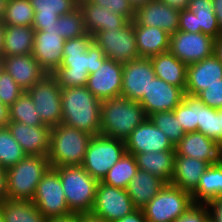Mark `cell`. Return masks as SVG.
<instances>
[{
	"label": "cell",
	"instance_id": "cell-42",
	"mask_svg": "<svg viewBox=\"0 0 222 222\" xmlns=\"http://www.w3.org/2000/svg\"><path fill=\"white\" fill-rule=\"evenodd\" d=\"M200 132L222 146V109L201 107Z\"/></svg>",
	"mask_w": 222,
	"mask_h": 222
},
{
	"label": "cell",
	"instance_id": "cell-23",
	"mask_svg": "<svg viewBox=\"0 0 222 222\" xmlns=\"http://www.w3.org/2000/svg\"><path fill=\"white\" fill-rule=\"evenodd\" d=\"M4 68L23 91H28L47 74L32 54L4 56Z\"/></svg>",
	"mask_w": 222,
	"mask_h": 222
},
{
	"label": "cell",
	"instance_id": "cell-14",
	"mask_svg": "<svg viewBox=\"0 0 222 222\" xmlns=\"http://www.w3.org/2000/svg\"><path fill=\"white\" fill-rule=\"evenodd\" d=\"M155 77L150 58H138L123 63L121 96L139 102Z\"/></svg>",
	"mask_w": 222,
	"mask_h": 222
},
{
	"label": "cell",
	"instance_id": "cell-41",
	"mask_svg": "<svg viewBox=\"0 0 222 222\" xmlns=\"http://www.w3.org/2000/svg\"><path fill=\"white\" fill-rule=\"evenodd\" d=\"M55 29L65 40L86 35L82 10L78 7L69 14L59 16Z\"/></svg>",
	"mask_w": 222,
	"mask_h": 222
},
{
	"label": "cell",
	"instance_id": "cell-58",
	"mask_svg": "<svg viewBox=\"0 0 222 222\" xmlns=\"http://www.w3.org/2000/svg\"><path fill=\"white\" fill-rule=\"evenodd\" d=\"M149 1L152 0H129L131 6L136 10L137 8L147 4Z\"/></svg>",
	"mask_w": 222,
	"mask_h": 222
},
{
	"label": "cell",
	"instance_id": "cell-8",
	"mask_svg": "<svg viewBox=\"0 0 222 222\" xmlns=\"http://www.w3.org/2000/svg\"><path fill=\"white\" fill-rule=\"evenodd\" d=\"M193 204L190 192L167 183L142 211L147 222H174Z\"/></svg>",
	"mask_w": 222,
	"mask_h": 222
},
{
	"label": "cell",
	"instance_id": "cell-50",
	"mask_svg": "<svg viewBox=\"0 0 222 222\" xmlns=\"http://www.w3.org/2000/svg\"><path fill=\"white\" fill-rule=\"evenodd\" d=\"M78 219L79 222H108L92 212L78 214Z\"/></svg>",
	"mask_w": 222,
	"mask_h": 222
},
{
	"label": "cell",
	"instance_id": "cell-10",
	"mask_svg": "<svg viewBox=\"0 0 222 222\" xmlns=\"http://www.w3.org/2000/svg\"><path fill=\"white\" fill-rule=\"evenodd\" d=\"M92 37L108 59L125 63L139 58L133 21L122 28L99 31Z\"/></svg>",
	"mask_w": 222,
	"mask_h": 222
},
{
	"label": "cell",
	"instance_id": "cell-44",
	"mask_svg": "<svg viewBox=\"0 0 222 222\" xmlns=\"http://www.w3.org/2000/svg\"><path fill=\"white\" fill-rule=\"evenodd\" d=\"M94 4L109 9L113 13L125 17L128 21H134L135 9L129 0H91Z\"/></svg>",
	"mask_w": 222,
	"mask_h": 222
},
{
	"label": "cell",
	"instance_id": "cell-61",
	"mask_svg": "<svg viewBox=\"0 0 222 222\" xmlns=\"http://www.w3.org/2000/svg\"><path fill=\"white\" fill-rule=\"evenodd\" d=\"M0 222H4L1 209H0Z\"/></svg>",
	"mask_w": 222,
	"mask_h": 222
},
{
	"label": "cell",
	"instance_id": "cell-34",
	"mask_svg": "<svg viewBox=\"0 0 222 222\" xmlns=\"http://www.w3.org/2000/svg\"><path fill=\"white\" fill-rule=\"evenodd\" d=\"M204 103L197 97L184 94L181 103L173 110L183 131L200 132L201 107Z\"/></svg>",
	"mask_w": 222,
	"mask_h": 222
},
{
	"label": "cell",
	"instance_id": "cell-17",
	"mask_svg": "<svg viewBox=\"0 0 222 222\" xmlns=\"http://www.w3.org/2000/svg\"><path fill=\"white\" fill-rule=\"evenodd\" d=\"M184 94L180 87L155 77L139 102L148 117L156 112L173 111L181 103Z\"/></svg>",
	"mask_w": 222,
	"mask_h": 222
},
{
	"label": "cell",
	"instance_id": "cell-16",
	"mask_svg": "<svg viewBox=\"0 0 222 222\" xmlns=\"http://www.w3.org/2000/svg\"><path fill=\"white\" fill-rule=\"evenodd\" d=\"M65 41L55 28L35 31L32 55L47 74L60 67Z\"/></svg>",
	"mask_w": 222,
	"mask_h": 222
},
{
	"label": "cell",
	"instance_id": "cell-47",
	"mask_svg": "<svg viewBox=\"0 0 222 222\" xmlns=\"http://www.w3.org/2000/svg\"><path fill=\"white\" fill-rule=\"evenodd\" d=\"M178 31H185L189 33L201 32V29L197 28L196 15L190 10L184 9L180 11Z\"/></svg>",
	"mask_w": 222,
	"mask_h": 222
},
{
	"label": "cell",
	"instance_id": "cell-6",
	"mask_svg": "<svg viewBox=\"0 0 222 222\" xmlns=\"http://www.w3.org/2000/svg\"><path fill=\"white\" fill-rule=\"evenodd\" d=\"M61 179L68 208L72 214L91 212L98 181L82 166L55 167Z\"/></svg>",
	"mask_w": 222,
	"mask_h": 222
},
{
	"label": "cell",
	"instance_id": "cell-15",
	"mask_svg": "<svg viewBox=\"0 0 222 222\" xmlns=\"http://www.w3.org/2000/svg\"><path fill=\"white\" fill-rule=\"evenodd\" d=\"M123 63L106 59L89 74L86 87L100 101L121 96Z\"/></svg>",
	"mask_w": 222,
	"mask_h": 222
},
{
	"label": "cell",
	"instance_id": "cell-4",
	"mask_svg": "<svg viewBox=\"0 0 222 222\" xmlns=\"http://www.w3.org/2000/svg\"><path fill=\"white\" fill-rule=\"evenodd\" d=\"M92 135L59 124L51 128L48 161L50 167L82 166Z\"/></svg>",
	"mask_w": 222,
	"mask_h": 222
},
{
	"label": "cell",
	"instance_id": "cell-29",
	"mask_svg": "<svg viewBox=\"0 0 222 222\" xmlns=\"http://www.w3.org/2000/svg\"><path fill=\"white\" fill-rule=\"evenodd\" d=\"M175 150L135 154L138 169L147 171L170 183L174 174Z\"/></svg>",
	"mask_w": 222,
	"mask_h": 222
},
{
	"label": "cell",
	"instance_id": "cell-3",
	"mask_svg": "<svg viewBox=\"0 0 222 222\" xmlns=\"http://www.w3.org/2000/svg\"><path fill=\"white\" fill-rule=\"evenodd\" d=\"M147 118L140 102L122 96L103 100L100 134L125 142L131 132Z\"/></svg>",
	"mask_w": 222,
	"mask_h": 222
},
{
	"label": "cell",
	"instance_id": "cell-56",
	"mask_svg": "<svg viewBox=\"0 0 222 222\" xmlns=\"http://www.w3.org/2000/svg\"><path fill=\"white\" fill-rule=\"evenodd\" d=\"M214 54L219 58L222 64V36H220L218 39H215Z\"/></svg>",
	"mask_w": 222,
	"mask_h": 222
},
{
	"label": "cell",
	"instance_id": "cell-51",
	"mask_svg": "<svg viewBox=\"0 0 222 222\" xmlns=\"http://www.w3.org/2000/svg\"><path fill=\"white\" fill-rule=\"evenodd\" d=\"M161 2L171 6L177 10L188 9V5L191 0H160Z\"/></svg>",
	"mask_w": 222,
	"mask_h": 222
},
{
	"label": "cell",
	"instance_id": "cell-1",
	"mask_svg": "<svg viewBox=\"0 0 222 222\" xmlns=\"http://www.w3.org/2000/svg\"><path fill=\"white\" fill-rule=\"evenodd\" d=\"M106 59L103 50L87 33L65 41L63 61L51 75L61 88L86 86L89 74L96 72Z\"/></svg>",
	"mask_w": 222,
	"mask_h": 222
},
{
	"label": "cell",
	"instance_id": "cell-22",
	"mask_svg": "<svg viewBox=\"0 0 222 222\" xmlns=\"http://www.w3.org/2000/svg\"><path fill=\"white\" fill-rule=\"evenodd\" d=\"M222 79V64L213 54L199 62L187 65L186 88L184 93L196 96L207 86L220 82Z\"/></svg>",
	"mask_w": 222,
	"mask_h": 222
},
{
	"label": "cell",
	"instance_id": "cell-32",
	"mask_svg": "<svg viewBox=\"0 0 222 222\" xmlns=\"http://www.w3.org/2000/svg\"><path fill=\"white\" fill-rule=\"evenodd\" d=\"M191 194L194 203L201 204L222 196V160L209 165L202 174L199 185Z\"/></svg>",
	"mask_w": 222,
	"mask_h": 222
},
{
	"label": "cell",
	"instance_id": "cell-2",
	"mask_svg": "<svg viewBox=\"0 0 222 222\" xmlns=\"http://www.w3.org/2000/svg\"><path fill=\"white\" fill-rule=\"evenodd\" d=\"M62 124L92 136L100 134L101 101L86 86L61 88Z\"/></svg>",
	"mask_w": 222,
	"mask_h": 222
},
{
	"label": "cell",
	"instance_id": "cell-13",
	"mask_svg": "<svg viewBox=\"0 0 222 222\" xmlns=\"http://www.w3.org/2000/svg\"><path fill=\"white\" fill-rule=\"evenodd\" d=\"M126 189L109 186L101 181L96 187L95 202L92 213L114 222L135 211Z\"/></svg>",
	"mask_w": 222,
	"mask_h": 222
},
{
	"label": "cell",
	"instance_id": "cell-55",
	"mask_svg": "<svg viewBox=\"0 0 222 222\" xmlns=\"http://www.w3.org/2000/svg\"><path fill=\"white\" fill-rule=\"evenodd\" d=\"M46 222H79L78 214H71L65 217L49 218Z\"/></svg>",
	"mask_w": 222,
	"mask_h": 222
},
{
	"label": "cell",
	"instance_id": "cell-21",
	"mask_svg": "<svg viewBox=\"0 0 222 222\" xmlns=\"http://www.w3.org/2000/svg\"><path fill=\"white\" fill-rule=\"evenodd\" d=\"M175 151L177 155L199 159L209 165L222 160V146L199 131L185 133Z\"/></svg>",
	"mask_w": 222,
	"mask_h": 222
},
{
	"label": "cell",
	"instance_id": "cell-36",
	"mask_svg": "<svg viewBox=\"0 0 222 222\" xmlns=\"http://www.w3.org/2000/svg\"><path fill=\"white\" fill-rule=\"evenodd\" d=\"M188 10L196 15L197 28L215 39L222 36L214 13L212 0H191Z\"/></svg>",
	"mask_w": 222,
	"mask_h": 222
},
{
	"label": "cell",
	"instance_id": "cell-57",
	"mask_svg": "<svg viewBox=\"0 0 222 222\" xmlns=\"http://www.w3.org/2000/svg\"><path fill=\"white\" fill-rule=\"evenodd\" d=\"M6 30V25L3 21H0V54L3 55V38Z\"/></svg>",
	"mask_w": 222,
	"mask_h": 222
},
{
	"label": "cell",
	"instance_id": "cell-49",
	"mask_svg": "<svg viewBox=\"0 0 222 222\" xmlns=\"http://www.w3.org/2000/svg\"><path fill=\"white\" fill-rule=\"evenodd\" d=\"M114 222H147L142 209H136L131 214L126 215L125 217L116 220Z\"/></svg>",
	"mask_w": 222,
	"mask_h": 222
},
{
	"label": "cell",
	"instance_id": "cell-30",
	"mask_svg": "<svg viewBox=\"0 0 222 222\" xmlns=\"http://www.w3.org/2000/svg\"><path fill=\"white\" fill-rule=\"evenodd\" d=\"M156 77L163 81L186 88L187 65L177 59L170 51L150 58Z\"/></svg>",
	"mask_w": 222,
	"mask_h": 222
},
{
	"label": "cell",
	"instance_id": "cell-7",
	"mask_svg": "<svg viewBox=\"0 0 222 222\" xmlns=\"http://www.w3.org/2000/svg\"><path fill=\"white\" fill-rule=\"evenodd\" d=\"M126 152L124 141L97 134L88 143L82 167L100 182Z\"/></svg>",
	"mask_w": 222,
	"mask_h": 222
},
{
	"label": "cell",
	"instance_id": "cell-59",
	"mask_svg": "<svg viewBox=\"0 0 222 222\" xmlns=\"http://www.w3.org/2000/svg\"><path fill=\"white\" fill-rule=\"evenodd\" d=\"M8 0H0V21H3L7 8Z\"/></svg>",
	"mask_w": 222,
	"mask_h": 222
},
{
	"label": "cell",
	"instance_id": "cell-46",
	"mask_svg": "<svg viewBox=\"0 0 222 222\" xmlns=\"http://www.w3.org/2000/svg\"><path fill=\"white\" fill-rule=\"evenodd\" d=\"M174 222H210L208 207L206 204L194 203L193 206Z\"/></svg>",
	"mask_w": 222,
	"mask_h": 222
},
{
	"label": "cell",
	"instance_id": "cell-26",
	"mask_svg": "<svg viewBox=\"0 0 222 222\" xmlns=\"http://www.w3.org/2000/svg\"><path fill=\"white\" fill-rule=\"evenodd\" d=\"M208 167L205 161L175 154L174 174L170 184L192 193Z\"/></svg>",
	"mask_w": 222,
	"mask_h": 222
},
{
	"label": "cell",
	"instance_id": "cell-9",
	"mask_svg": "<svg viewBox=\"0 0 222 222\" xmlns=\"http://www.w3.org/2000/svg\"><path fill=\"white\" fill-rule=\"evenodd\" d=\"M32 202L46 218L71 215L58 171L49 167L38 183Z\"/></svg>",
	"mask_w": 222,
	"mask_h": 222
},
{
	"label": "cell",
	"instance_id": "cell-31",
	"mask_svg": "<svg viewBox=\"0 0 222 222\" xmlns=\"http://www.w3.org/2000/svg\"><path fill=\"white\" fill-rule=\"evenodd\" d=\"M35 30L22 25L6 26L3 38V55H30L33 51Z\"/></svg>",
	"mask_w": 222,
	"mask_h": 222
},
{
	"label": "cell",
	"instance_id": "cell-27",
	"mask_svg": "<svg viewBox=\"0 0 222 222\" xmlns=\"http://www.w3.org/2000/svg\"><path fill=\"white\" fill-rule=\"evenodd\" d=\"M166 183L151 173L138 169L130 180L126 191L136 209H142L164 187Z\"/></svg>",
	"mask_w": 222,
	"mask_h": 222
},
{
	"label": "cell",
	"instance_id": "cell-48",
	"mask_svg": "<svg viewBox=\"0 0 222 222\" xmlns=\"http://www.w3.org/2000/svg\"><path fill=\"white\" fill-rule=\"evenodd\" d=\"M210 222H222V196L206 203Z\"/></svg>",
	"mask_w": 222,
	"mask_h": 222
},
{
	"label": "cell",
	"instance_id": "cell-18",
	"mask_svg": "<svg viewBox=\"0 0 222 222\" xmlns=\"http://www.w3.org/2000/svg\"><path fill=\"white\" fill-rule=\"evenodd\" d=\"M126 151L130 154L175 150L167 136L149 118L138 125L125 141Z\"/></svg>",
	"mask_w": 222,
	"mask_h": 222
},
{
	"label": "cell",
	"instance_id": "cell-5",
	"mask_svg": "<svg viewBox=\"0 0 222 222\" xmlns=\"http://www.w3.org/2000/svg\"><path fill=\"white\" fill-rule=\"evenodd\" d=\"M49 167L47 156L27 155L6 169L7 199L32 201L37 185Z\"/></svg>",
	"mask_w": 222,
	"mask_h": 222
},
{
	"label": "cell",
	"instance_id": "cell-54",
	"mask_svg": "<svg viewBox=\"0 0 222 222\" xmlns=\"http://www.w3.org/2000/svg\"><path fill=\"white\" fill-rule=\"evenodd\" d=\"M9 122V107L0 102V128L7 127Z\"/></svg>",
	"mask_w": 222,
	"mask_h": 222
},
{
	"label": "cell",
	"instance_id": "cell-24",
	"mask_svg": "<svg viewBox=\"0 0 222 222\" xmlns=\"http://www.w3.org/2000/svg\"><path fill=\"white\" fill-rule=\"evenodd\" d=\"M34 9L32 27L35 31L55 28L59 16L79 7L78 0H29Z\"/></svg>",
	"mask_w": 222,
	"mask_h": 222
},
{
	"label": "cell",
	"instance_id": "cell-40",
	"mask_svg": "<svg viewBox=\"0 0 222 222\" xmlns=\"http://www.w3.org/2000/svg\"><path fill=\"white\" fill-rule=\"evenodd\" d=\"M148 118L167 136L174 147L184 137L185 132L173 111L156 112L149 115Z\"/></svg>",
	"mask_w": 222,
	"mask_h": 222
},
{
	"label": "cell",
	"instance_id": "cell-38",
	"mask_svg": "<svg viewBox=\"0 0 222 222\" xmlns=\"http://www.w3.org/2000/svg\"><path fill=\"white\" fill-rule=\"evenodd\" d=\"M27 155L7 127L0 128V167L8 169Z\"/></svg>",
	"mask_w": 222,
	"mask_h": 222
},
{
	"label": "cell",
	"instance_id": "cell-20",
	"mask_svg": "<svg viewBox=\"0 0 222 222\" xmlns=\"http://www.w3.org/2000/svg\"><path fill=\"white\" fill-rule=\"evenodd\" d=\"M7 128L26 155L48 156L50 126H29L20 122H9Z\"/></svg>",
	"mask_w": 222,
	"mask_h": 222
},
{
	"label": "cell",
	"instance_id": "cell-19",
	"mask_svg": "<svg viewBox=\"0 0 222 222\" xmlns=\"http://www.w3.org/2000/svg\"><path fill=\"white\" fill-rule=\"evenodd\" d=\"M179 13L177 10L160 0H152L135 10L134 26H152L174 34L179 28Z\"/></svg>",
	"mask_w": 222,
	"mask_h": 222
},
{
	"label": "cell",
	"instance_id": "cell-37",
	"mask_svg": "<svg viewBox=\"0 0 222 222\" xmlns=\"http://www.w3.org/2000/svg\"><path fill=\"white\" fill-rule=\"evenodd\" d=\"M9 120L10 122H20L29 126H47L42 123L33 100L27 91H23L19 98L9 107Z\"/></svg>",
	"mask_w": 222,
	"mask_h": 222
},
{
	"label": "cell",
	"instance_id": "cell-43",
	"mask_svg": "<svg viewBox=\"0 0 222 222\" xmlns=\"http://www.w3.org/2000/svg\"><path fill=\"white\" fill-rule=\"evenodd\" d=\"M23 90L5 70L0 74V102L10 107Z\"/></svg>",
	"mask_w": 222,
	"mask_h": 222
},
{
	"label": "cell",
	"instance_id": "cell-28",
	"mask_svg": "<svg viewBox=\"0 0 222 222\" xmlns=\"http://www.w3.org/2000/svg\"><path fill=\"white\" fill-rule=\"evenodd\" d=\"M134 33L139 58H151L170 49V35L161 28L134 26Z\"/></svg>",
	"mask_w": 222,
	"mask_h": 222
},
{
	"label": "cell",
	"instance_id": "cell-52",
	"mask_svg": "<svg viewBox=\"0 0 222 222\" xmlns=\"http://www.w3.org/2000/svg\"><path fill=\"white\" fill-rule=\"evenodd\" d=\"M6 198V169L0 167V203Z\"/></svg>",
	"mask_w": 222,
	"mask_h": 222
},
{
	"label": "cell",
	"instance_id": "cell-25",
	"mask_svg": "<svg viewBox=\"0 0 222 222\" xmlns=\"http://www.w3.org/2000/svg\"><path fill=\"white\" fill-rule=\"evenodd\" d=\"M79 8L82 10L84 16L86 32L92 36L107 28H122L130 22L125 17L94 4L91 0L79 1Z\"/></svg>",
	"mask_w": 222,
	"mask_h": 222
},
{
	"label": "cell",
	"instance_id": "cell-39",
	"mask_svg": "<svg viewBox=\"0 0 222 222\" xmlns=\"http://www.w3.org/2000/svg\"><path fill=\"white\" fill-rule=\"evenodd\" d=\"M34 9L29 0H8L3 22L6 26L32 27Z\"/></svg>",
	"mask_w": 222,
	"mask_h": 222
},
{
	"label": "cell",
	"instance_id": "cell-33",
	"mask_svg": "<svg viewBox=\"0 0 222 222\" xmlns=\"http://www.w3.org/2000/svg\"><path fill=\"white\" fill-rule=\"evenodd\" d=\"M4 222H46L32 201L5 199L0 203Z\"/></svg>",
	"mask_w": 222,
	"mask_h": 222
},
{
	"label": "cell",
	"instance_id": "cell-35",
	"mask_svg": "<svg viewBox=\"0 0 222 222\" xmlns=\"http://www.w3.org/2000/svg\"><path fill=\"white\" fill-rule=\"evenodd\" d=\"M137 171L138 166L135 156L126 152L124 156L109 169L101 182L116 188L126 189Z\"/></svg>",
	"mask_w": 222,
	"mask_h": 222
},
{
	"label": "cell",
	"instance_id": "cell-12",
	"mask_svg": "<svg viewBox=\"0 0 222 222\" xmlns=\"http://www.w3.org/2000/svg\"><path fill=\"white\" fill-rule=\"evenodd\" d=\"M214 50L215 38L208 34L176 31L170 35L169 51L186 65L211 57Z\"/></svg>",
	"mask_w": 222,
	"mask_h": 222
},
{
	"label": "cell",
	"instance_id": "cell-11",
	"mask_svg": "<svg viewBox=\"0 0 222 222\" xmlns=\"http://www.w3.org/2000/svg\"><path fill=\"white\" fill-rule=\"evenodd\" d=\"M27 92L44 125L52 128L62 123L61 87L51 74H46Z\"/></svg>",
	"mask_w": 222,
	"mask_h": 222
},
{
	"label": "cell",
	"instance_id": "cell-60",
	"mask_svg": "<svg viewBox=\"0 0 222 222\" xmlns=\"http://www.w3.org/2000/svg\"><path fill=\"white\" fill-rule=\"evenodd\" d=\"M4 55L0 54V74L4 71Z\"/></svg>",
	"mask_w": 222,
	"mask_h": 222
},
{
	"label": "cell",
	"instance_id": "cell-53",
	"mask_svg": "<svg viewBox=\"0 0 222 222\" xmlns=\"http://www.w3.org/2000/svg\"><path fill=\"white\" fill-rule=\"evenodd\" d=\"M212 3L217 23L222 33V0H212Z\"/></svg>",
	"mask_w": 222,
	"mask_h": 222
},
{
	"label": "cell",
	"instance_id": "cell-45",
	"mask_svg": "<svg viewBox=\"0 0 222 222\" xmlns=\"http://www.w3.org/2000/svg\"><path fill=\"white\" fill-rule=\"evenodd\" d=\"M205 105L210 108L222 109V79L220 82L207 86L196 95Z\"/></svg>",
	"mask_w": 222,
	"mask_h": 222
}]
</instances>
